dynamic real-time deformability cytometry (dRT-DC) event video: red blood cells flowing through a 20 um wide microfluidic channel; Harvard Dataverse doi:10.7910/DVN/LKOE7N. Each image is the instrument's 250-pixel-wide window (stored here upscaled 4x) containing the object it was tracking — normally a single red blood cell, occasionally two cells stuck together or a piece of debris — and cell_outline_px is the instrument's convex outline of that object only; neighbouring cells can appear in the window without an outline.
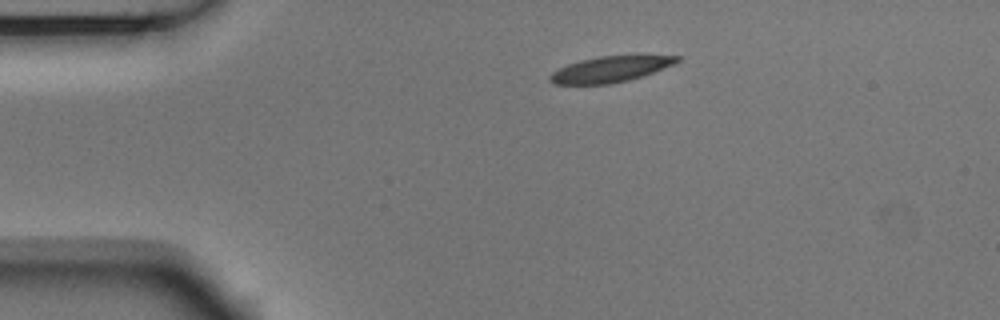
{"species": "Egyptian fruit bat (a non-hibernating species)", "species_latin": "Rousettus aegyptiacus", "temperature_condition": "room temperature", "stored_images_in_passage": 3, "camera_frame_rate_fps": 3000, "um_per_image_px": 0.085, "animal": {"sex": "male"}, "frame": {"image": 1, "passage_image": 1, "time_ms": 0.0, "image_size_px": [1000, 320], "cell_outline_px": [[680, 60], [672, 64], [644, 76], [628, 80], [608, 84], [552, 84], [548, 80], [548, 76], [552, 72], [568, 64], [580, 60], [600, 56], [640, 52], [680, 56]], "centroid_in_image_um": [51.96, 5.83], "position_along_channel_um": 33.0, "area_um2": 20.0}}
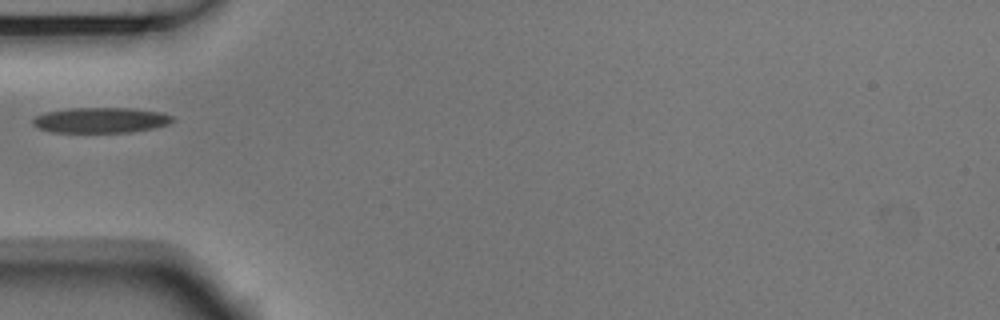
{"frame": {"image": 2, "passage_image": 3, "time_ms": 0.667, "image_size_px": [1000, 320], "cell_outline_px": [[176, 120], [168, 124], [156, 128], [132, 132], [52, 132], [40, 128], [32, 124], [32, 120], [36, 116], [48, 112], [68, 108], [136, 108], [160, 112], [172, 116]], "centroid_in_image_um": [8.62, 10.21], "position_along_channel_um": 76.4, "area_um2": 20.75}}